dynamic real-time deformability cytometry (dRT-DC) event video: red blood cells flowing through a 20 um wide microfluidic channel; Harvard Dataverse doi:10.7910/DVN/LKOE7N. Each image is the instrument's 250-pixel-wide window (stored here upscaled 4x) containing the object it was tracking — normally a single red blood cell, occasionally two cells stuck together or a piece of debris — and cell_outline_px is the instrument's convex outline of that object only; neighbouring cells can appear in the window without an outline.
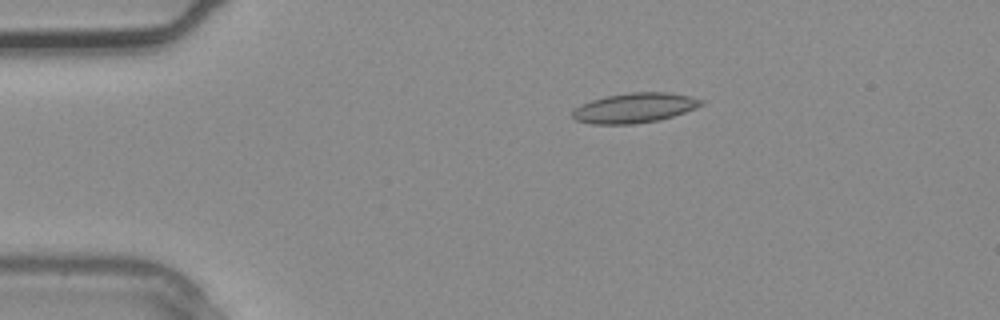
{"species": "common noctule bat (a hibernating species)", "species_latin": "Nyctalus noctula", "temperature_condition": "warm", "stored_images_in_passage": 2, "camera_frame_rate_fps": 3000, "um_per_image_px": 0.085, "animal": {"sex": "male", "body_mass_g": 20.4}, "frame": {"image": 1, "passage_image": 1, "time_ms": 0.0, "image_size_px": [1000, 320], "cell_outline_px": [[704, 104], [696, 108], [660, 120], [632, 124], [592, 124], [576, 120], [572, 116], [572, 112], [580, 104], [592, 100], [608, 96], [632, 92], [668, 92], [692, 96], [704, 100]], "centroid_in_image_um": [53.97, 9.17], "position_along_channel_um": 31.0, "area_um2": 22.37}}
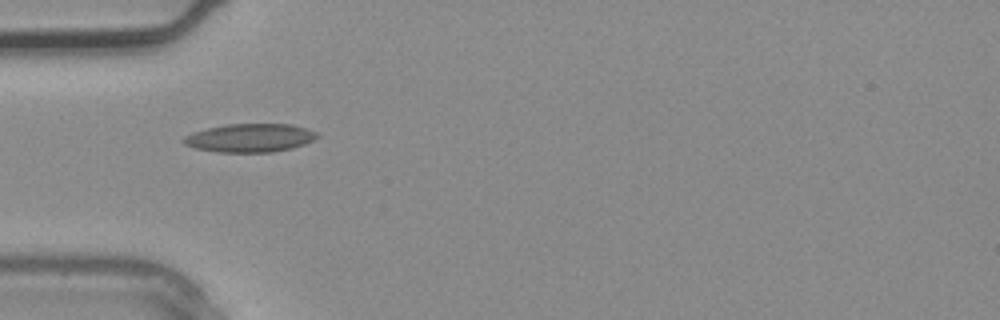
{"frame": {"image": 2, "passage_image": 2, "time_ms": 0.333, "image_size_px": [1000, 320], "cell_outline_px": [[320, 136], [304, 144], [292, 148], [272, 152], [216, 152], [196, 148], [184, 144], [180, 140], [184, 136], [208, 128], [228, 124], [292, 124], [316, 132]], "centroid_in_image_um": [21.24, 11.72], "position_along_channel_um": 63.8, "area_um2": 21.96}}